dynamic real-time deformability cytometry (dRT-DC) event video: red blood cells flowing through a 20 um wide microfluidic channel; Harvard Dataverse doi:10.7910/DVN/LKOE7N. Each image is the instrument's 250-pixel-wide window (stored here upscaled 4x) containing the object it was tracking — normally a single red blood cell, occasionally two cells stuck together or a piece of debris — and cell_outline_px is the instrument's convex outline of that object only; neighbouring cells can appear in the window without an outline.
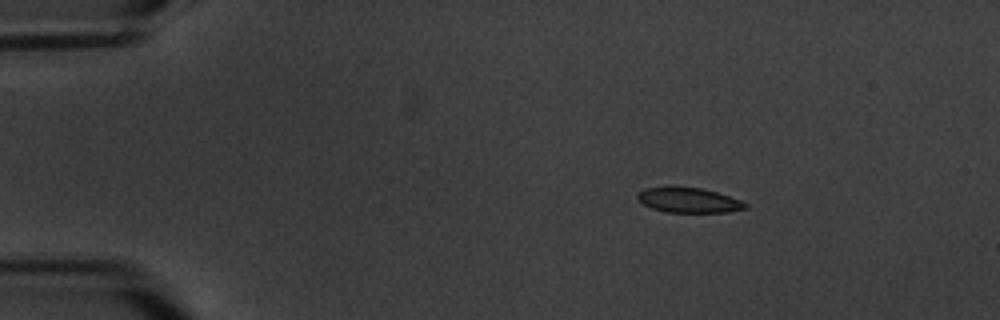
{"species": "common noctule bat (a hibernating species)", "species_latin": "Nyctalus noctula", "temperature_condition": "warm", "stored_images_in_passage": 5, "camera_frame_rate_fps": 3000, "um_per_image_px": 0.085, "animal": {"sex": "male", "body_mass_g": 20.1, "forearm_length_mm": 53.5}, "frame": {"image": 1, "passage_image": 2, "time_ms": 2.0, "image_size_px": [1000, 320], "cell_outline_px": [[748, 208], [728, 212], [668, 212], [652, 208], [644, 204], [636, 196], [644, 188], [700, 188], [716, 192], [740, 200], [748, 204]], "centroid_in_image_um": [58.59, 17.04], "position_along_channel_um": 26.4, "area_um2": 15.2}}